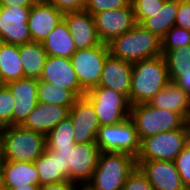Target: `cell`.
<instances>
[{
  "label": "cell",
  "mask_w": 190,
  "mask_h": 190,
  "mask_svg": "<svg viewBox=\"0 0 190 190\" xmlns=\"http://www.w3.org/2000/svg\"><path fill=\"white\" fill-rule=\"evenodd\" d=\"M190 141V123L181 129L160 132L140 141V150L136 161L164 160L174 162Z\"/></svg>",
  "instance_id": "277c9868"
},
{
  "label": "cell",
  "mask_w": 190,
  "mask_h": 190,
  "mask_svg": "<svg viewBox=\"0 0 190 190\" xmlns=\"http://www.w3.org/2000/svg\"><path fill=\"white\" fill-rule=\"evenodd\" d=\"M38 102L59 105L70 109L78 98L72 91L54 87L51 82L38 79Z\"/></svg>",
  "instance_id": "83f0119b"
},
{
  "label": "cell",
  "mask_w": 190,
  "mask_h": 190,
  "mask_svg": "<svg viewBox=\"0 0 190 190\" xmlns=\"http://www.w3.org/2000/svg\"><path fill=\"white\" fill-rule=\"evenodd\" d=\"M84 96L92 103L100 126L121 123L130 117L128 98L105 87H93Z\"/></svg>",
  "instance_id": "52a82bcc"
},
{
  "label": "cell",
  "mask_w": 190,
  "mask_h": 190,
  "mask_svg": "<svg viewBox=\"0 0 190 190\" xmlns=\"http://www.w3.org/2000/svg\"><path fill=\"white\" fill-rule=\"evenodd\" d=\"M5 158L8 161L34 162L46 149V136L13 125L1 128Z\"/></svg>",
  "instance_id": "8992f818"
},
{
  "label": "cell",
  "mask_w": 190,
  "mask_h": 190,
  "mask_svg": "<svg viewBox=\"0 0 190 190\" xmlns=\"http://www.w3.org/2000/svg\"><path fill=\"white\" fill-rule=\"evenodd\" d=\"M47 149L52 150L57 157L62 161V175L69 181V170H68V162H69V151L73 150L74 146L70 147H46Z\"/></svg>",
  "instance_id": "f35d334b"
},
{
  "label": "cell",
  "mask_w": 190,
  "mask_h": 190,
  "mask_svg": "<svg viewBox=\"0 0 190 190\" xmlns=\"http://www.w3.org/2000/svg\"><path fill=\"white\" fill-rule=\"evenodd\" d=\"M93 16L97 36L104 44L110 43L137 25L131 4L125 8L111 9Z\"/></svg>",
  "instance_id": "30bf717a"
},
{
  "label": "cell",
  "mask_w": 190,
  "mask_h": 190,
  "mask_svg": "<svg viewBox=\"0 0 190 190\" xmlns=\"http://www.w3.org/2000/svg\"><path fill=\"white\" fill-rule=\"evenodd\" d=\"M0 190H5L2 168H0Z\"/></svg>",
  "instance_id": "f6af8a7d"
},
{
  "label": "cell",
  "mask_w": 190,
  "mask_h": 190,
  "mask_svg": "<svg viewBox=\"0 0 190 190\" xmlns=\"http://www.w3.org/2000/svg\"><path fill=\"white\" fill-rule=\"evenodd\" d=\"M131 4V0H86L85 10L94 15L111 9L125 8Z\"/></svg>",
  "instance_id": "836d02e7"
},
{
  "label": "cell",
  "mask_w": 190,
  "mask_h": 190,
  "mask_svg": "<svg viewBox=\"0 0 190 190\" xmlns=\"http://www.w3.org/2000/svg\"><path fill=\"white\" fill-rule=\"evenodd\" d=\"M40 80L51 82L54 87L70 90L77 97H82L86 93L80 87L76 72L69 58L48 56Z\"/></svg>",
  "instance_id": "5bb4252c"
},
{
  "label": "cell",
  "mask_w": 190,
  "mask_h": 190,
  "mask_svg": "<svg viewBox=\"0 0 190 190\" xmlns=\"http://www.w3.org/2000/svg\"><path fill=\"white\" fill-rule=\"evenodd\" d=\"M164 58L170 82H174L183 73L190 71V45L170 50L164 55Z\"/></svg>",
  "instance_id": "f1b7e54d"
},
{
  "label": "cell",
  "mask_w": 190,
  "mask_h": 190,
  "mask_svg": "<svg viewBox=\"0 0 190 190\" xmlns=\"http://www.w3.org/2000/svg\"><path fill=\"white\" fill-rule=\"evenodd\" d=\"M19 56L23 64L24 78L40 79L48 54L41 42L19 45Z\"/></svg>",
  "instance_id": "d4e9b609"
},
{
  "label": "cell",
  "mask_w": 190,
  "mask_h": 190,
  "mask_svg": "<svg viewBox=\"0 0 190 190\" xmlns=\"http://www.w3.org/2000/svg\"><path fill=\"white\" fill-rule=\"evenodd\" d=\"M34 164L38 171L40 187L67 181L61 173L62 161L52 150L46 148L44 153L34 161Z\"/></svg>",
  "instance_id": "4316f807"
},
{
  "label": "cell",
  "mask_w": 190,
  "mask_h": 190,
  "mask_svg": "<svg viewBox=\"0 0 190 190\" xmlns=\"http://www.w3.org/2000/svg\"><path fill=\"white\" fill-rule=\"evenodd\" d=\"M154 190H187L182 184L176 165L172 161H136Z\"/></svg>",
  "instance_id": "9a60e30c"
},
{
  "label": "cell",
  "mask_w": 190,
  "mask_h": 190,
  "mask_svg": "<svg viewBox=\"0 0 190 190\" xmlns=\"http://www.w3.org/2000/svg\"><path fill=\"white\" fill-rule=\"evenodd\" d=\"M122 190H154L146 175L136 166L127 177Z\"/></svg>",
  "instance_id": "d590c367"
},
{
  "label": "cell",
  "mask_w": 190,
  "mask_h": 190,
  "mask_svg": "<svg viewBox=\"0 0 190 190\" xmlns=\"http://www.w3.org/2000/svg\"><path fill=\"white\" fill-rule=\"evenodd\" d=\"M107 45L111 56L130 63L162 56L161 39L141 24H137Z\"/></svg>",
  "instance_id": "7a4b0ae2"
},
{
  "label": "cell",
  "mask_w": 190,
  "mask_h": 190,
  "mask_svg": "<svg viewBox=\"0 0 190 190\" xmlns=\"http://www.w3.org/2000/svg\"><path fill=\"white\" fill-rule=\"evenodd\" d=\"M63 19L67 23L77 50L92 48L101 43L96 33L94 16L85 9L66 12Z\"/></svg>",
  "instance_id": "e0dca14e"
},
{
  "label": "cell",
  "mask_w": 190,
  "mask_h": 190,
  "mask_svg": "<svg viewBox=\"0 0 190 190\" xmlns=\"http://www.w3.org/2000/svg\"><path fill=\"white\" fill-rule=\"evenodd\" d=\"M169 82L163 55L133 63L130 105L149 103Z\"/></svg>",
  "instance_id": "6da1fadb"
},
{
  "label": "cell",
  "mask_w": 190,
  "mask_h": 190,
  "mask_svg": "<svg viewBox=\"0 0 190 190\" xmlns=\"http://www.w3.org/2000/svg\"><path fill=\"white\" fill-rule=\"evenodd\" d=\"M78 190H88V189L84 186V187H79Z\"/></svg>",
  "instance_id": "bcb514c9"
},
{
  "label": "cell",
  "mask_w": 190,
  "mask_h": 190,
  "mask_svg": "<svg viewBox=\"0 0 190 190\" xmlns=\"http://www.w3.org/2000/svg\"><path fill=\"white\" fill-rule=\"evenodd\" d=\"M174 83H176L183 91L190 96V71L183 73L178 77Z\"/></svg>",
  "instance_id": "b9f144b4"
},
{
  "label": "cell",
  "mask_w": 190,
  "mask_h": 190,
  "mask_svg": "<svg viewBox=\"0 0 190 190\" xmlns=\"http://www.w3.org/2000/svg\"><path fill=\"white\" fill-rule=\"evenodd\" d=\"M133 63L109 55L103 66L98 86L125 95L130 103Z\"/></svg>",
  "instance_id": "ac0fdd59"
},
{
  "label": "cell",
  "mask_w": 190,
  "mask_h": 190,
  "mask_svg": "<svg viewBox=\"0 0 190 190\" xmlns=\"http://www.w3.org/2000/svg\"><path fill=\"white\" fill-rule=\"evenodd\" d=\"M79 187V185L67 180L59 183L41 186L39 190H78Z\"/></svg>",
  "instance_id": "ab89813d"
},
{
  "label": "cell",
  "mask_w": 190,
  "mask_h": 190,
  "mask_svg": "<svg viewBox=\"0 0 190 190\" xmlns=\"http://www.w3.org/2000/svg\"><path fill=\"white\" fill-rule=\"evenodd\" d=\"M39 1H43V2H50L51 0H39Z\"/></svg>",
  "instance_id": "7dc6e473"
},
{
  "label": "cell",
  "mask_w": 190,
  "mask_h": 190,
  "mask_svg": "<svg viewBox=\"0 0 190 190\" xmlns=\"http://www.w3.org/2000/svg\"><path fill=\"white\" fill-rule=\"evenodd\" d=\"M190 45V30L174 25L161 39V50L164 56L168 51Z\"/></svg>",
  "instance_id": "4dcf8cb0"
},
{
  "label": "cell",
  "mask_w": 190,
  "mask_h": 190,
  "mask_svg": "<svg viewBox=\"0 0 190 190\" xmlns=\"http://www.w3.org/2000/svg\"><path fill=\"white\" fill-rule=\"evenodd\" d=\"M6 163L5 149H4V138L0 129V168Z\"/></svg>",
  "instance_id": "7bdbcfd3"
},
{
  "label": "cell",
  "mask_w": 190,
  "mask_h": 190,
  "mask_svg": "<svg viewBox=\"0 0 190 190\" xmlns=\"http://www.w3.org/2000/svg\"><path fill=\"white\" fill-rule=\"evenodd\" d=\"M136 166V158L127 153L101 152L91 180L85 187L88 190H122Z\"/></svg>",
  "instance_id": "3957f363"
},
{
  "label": "cell",
  "mask_w": 190,
  "mask_h": 190,
  "mask_svg": "<svg viewBox=\"0 0 190 190\" xmlns=\"http://www.w3.org/2000/svg\"><path fill=\"white\" fill-rule=\"evenodd\" d=\"M95 142L101 152L127 153L136 158L140 150V139L130 117L118 124L100 126Z\"/></svg>",
  "instance_id": "ba28073f"
},
{
  "label": "cell",
  "mask_w": 190,
  "mask_h": 190,
  "mask_svg": "<svg viewBox=\"0 0 190 190\" xmlns=\"http://www.w3.org/2000/svg\"><path fill=\"white\" fill-rule=\"evenodd\" d=\"M182 184L190 190V141L174 161Z\"/></svg>",
  "instance_id": "e575fe53"
},
{
  "label": "cell",
  "mask_w": 190,
  "mask_h": 190,
  "mask_svg": "<svg viewBox=\"0 0 190 190\" xmlns=\"http://www.w3.org/2000/svg\"><path fill=\"white\" fill-rule=\"evenodd\" d=\"M130 119L134 122L140 141L160 132L181 129L187 123L179 113L155 108L149 103L131 106Z\"/></svg>",
  "instance_id": "5b68a950"
},
{
  "label": "cell",
  "mask_w": 190,
  "mask_h": 190,
  "mask_svg": "<svg viewBox=\"0 0 190 190\" xmlns=\"http://www.w3.org/2000/svg\"><path fill=\"white\" fill-rule=\"evenodd\" d=\"M175 25L190 30V1L178 0V10Z\"/></svg>",
  "instance_id": "8d00e7d4"
},
{
  "label": "cell",
  "mask_w": 190,
  "mask_h": 190,
  "mask_svg": "<svg viewBox=\"0 0 190 190\" xmlns=\"http://www.w3.org/2000/svg\"><path fill=\"white\" fill-rule=\"evenodd\" d=\"M149 104L155 108L175 111L190 123V96L174 82H169Z\"/></svg>",
  "instance_id": "44dd1931"
},
{
  "label": "cell",
  "mask_w": 190,
  "mask_h": 190,
  "mask_svg": "<svg viewBox=\"0 0 190 190\" xmlns=\"http://www.w3.org/2000/svg\"><path fill=\"white\" fill-rule=\"evenodd\" d=\"M100 153L96 142L76 143L69 151V181L84 187L91 180Z\"/></svg>",
  "instance_id": "8fae6325"
},
{
  "label": "cell",
  "mask_w": 190,
  "mask_h": 190,
  "mask_svg": "<svg viewBox=\"0 0 190 190\" xmlns=\"http://www.w3.org/2000/svg\"><path fill=\"white\" fill-rule=\"evenodd\" d=\"M42 45L48 56L70 59L77 51L72 35L64 19L47 35Z\"/></svg>",
  "instance_id": "603a6c76"
},
{
  "label": "cell",
  "mask_w": 190,
  "mask_h": 190,
  "mask_svg": "<svg viewBox=\"0 0 190 190\" xmlns=\"http://www.w3.org/2000/svg\"><path fill=\"white\" fill-rule=\"evenodd\" d=\"M73 124L75 143L95 142L100 124L92 103L85 97H78L69 109Z\"/></svg>",
  "instance_id": "4fadbf2b"
},
{
  "label": "cell",
  "mask_w": 190,
  "mask_h": 190,
  "mask_svg": "<svg viewBox=\"0 0 190 190\" xmlns=\"http://www.w3.org/2000/svg\"><path fill=\"white\" fill-rule=\"evenodd\" d=\"M64 13L49 2L37 1L30 10L28 27L31 42H43L47 35L63 20Z\"/></svg>",
  "instance_id": "2e32d148"
},
{
  "label": "cell",
  "mask_w": 190,
  "mask_h": 190,
  "mask_svg": "<svg viewBox=\"0 0 190 190\" xmlns=\"http://www.w3.org/2000/svg\"><path fill=\"white\" fill-rule=\"evenodd\" d=\"M109 55L108 45L100 43L92 48L77 50L70 58L80 87L85 92L98 86L104 63Z\"/></svg>",
  "instance_id": "9c48e42d"
},
{
  "label": "cell",
  "mask_w": 190,
  "mask_h": 190,
  "mask_svg": "<svg viewBox=\"0 0 190 190\" xmlns=\"http://www.w3.org/2000/svg\"><path fill=\"white\" fill-rule=\"evenodd\" d=\"M31 7H0V41L22 45L31 42L28 17Z\"/></svg>",
  "instance_id": "7c38bea8"
},
{
  "label": "cell",
  "mask_w": 190,
  "mask_h": 190,
  "mask_svg": "<svg viewBox=\"0 0 190 190\" xmlns=\"http://www.w3.org/2000/svg\"><path fill=\"white\" fill-rule=\"evenodd\" d=\"M7 85L15 99L13 125H21L38 103V79L22 78Z\"/></svg>",
  "instance_id": "d6986e66"
},
{
  "label": "cell",
  "mask_w": 190,
  "mask_h": 190,
  "mask_svg": "<svg viewBox=\"0 0 190 190\" xmlns=\"http://www.w3.org/2000/svg\"><path fill=\"white\" fill-rule=\"evenodd\" d=\"M178 10V0H166L162 9H159L152 17L146 18L141 25L162 39L166 32L175 25Z\"/></svg>",
  "instance_id": "484cf974"
},
{
  "label": "cell",
  "mask_w": 190,
  "mask_h": 190,
  "mask_svg": "<svg viewBox=\"0 0 190 190\" xmlns=\"http://www.w3.org/2000/svg\"><path fill=\"white\" fill-rule=\"evenodd\" d=\"M50 4L54 5L63 13L70 11L83 10L85 8L86 0H51Z\"/></svg>",
  "instance_id": "74e56055"
},
{
  "label": "cell",
  "mask_w": 190,
  "mask_h": 190,
  "mask_svg": "<svg viewBox=\"0 0 190 190\" xmlns=\"http://www.w3.org/2000/svg\"><path fill=\"white\" fill-rule=\"evenodd\" d=\"M67 116H69L67 107L38 102L21 126L46 136Z\"/></svg>",
  "instance_id": "ffe728a7"
},
{
  "label": "cell",
  "mask_w": 190,
  "mask_h": 190,
  "mask_svg": "<svg viewBox=\"0 0 190 190\" xmlns=\"http://www.w3.org/2000/svg\"><path fill=\"white\" fill-rule=\"evenodd\" d=\"M40 185H24L17 188H5V190H39Z\"/></svg>",
  "instance_id": "ee69618b"
},
{
  "label": "cell",
  "mask_w": 190,
  "mask_h": 190,
  "mask_svg": "<svg viewBox=\"0 0 190 190\" xmlns=\"http://www.w3.org/2000/svg\"><path fill=\"white\" fill-rule=\"evenodd\" d=\"M15 99L7 84L0 86V129L13 126V110Z\"/></svg>",
  "instance_id": "1f68e13d"
},
{
  "label": "cell",
  "mask_w": 190,
  "mask_h": 190,
  "mask_svg": "<svg viewBox=\"0 0 190 190\" xmlns=\"http://www.w3.org/2000/svg\"><path fill=\"white\" fill-rule=\"evenodd\" d=\"M38 0H0V7H32Z\"/></svg>",
  "instance_id": "60d3db41"
},
{
  "label": "cell",
  "mask_w": 190,
  "mask_h": 190,
  "mask_svg": "<svg viewBox=\"0 0 190 190\" xmlns=\"http://www.w3.org/2000/svg\"><path fill=\"white\" fill-rule=\"evenodd\" d=\"M2 172L5 188L39 185V175L34 162L6 160L2 166Z\"/></svg>",
  "instance_id": "7402d4cb"
},
{
  "label": "cell",
  "mask_w": 190,
  "mask_h": 190,
  "mask_svg": "<svg viewBox=\"0 0 190 190\" xmlns=\"http://www.w3.org/2000/svg\"><path fill=\"white\" fill-rule=\"evenodd\" d=\"M73 135V124L70 116H67L46 135V147L75 146Z\"/></svg>",
  "instance_id": "f546056e"
},
{
  "label": "cell",
  "mask_w": 190,
  "mask_h": 190,
  "mask_svg": "<svg viewBox=\"0 0 190 190\" xmlns=\"http://www.w3.org/2000/svg\"><path fill=\"white\" fill-rule=\"evenodd\" d=\"M166 0H131L137 24H141L146 18L152 17L159 9H162Z\"/></svg>",
  "instance_id": "d6a6232c"
},
{
  "label": "cell",
  "mask_w": 190,
  "mask_h": 190,
  "mask_svg": "<svg viewBox=\"0 0 190 190\" xmlns=\"http://www.w3.org/2000/svg\"><path fill=\"white\" fill-rule=\"evenodd\" d=\"M0 78L3 84L24 78L19 45L0 41Z\"/></svg>",
  "instance_id": "cb8c5ba5"
}]
</instances>
